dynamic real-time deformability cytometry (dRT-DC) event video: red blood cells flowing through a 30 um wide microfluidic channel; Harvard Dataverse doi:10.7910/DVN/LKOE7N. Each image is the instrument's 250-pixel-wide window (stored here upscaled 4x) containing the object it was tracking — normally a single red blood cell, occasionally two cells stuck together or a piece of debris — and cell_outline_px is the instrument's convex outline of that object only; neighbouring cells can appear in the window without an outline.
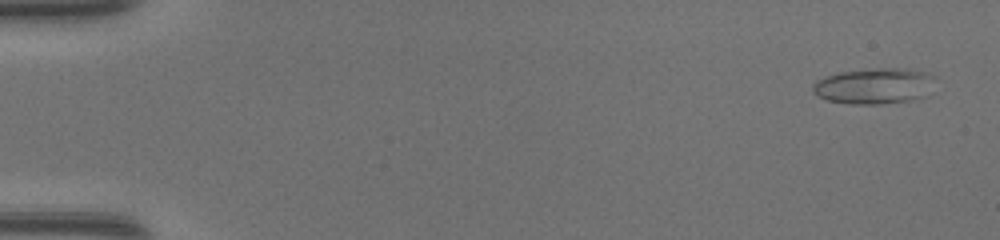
{"species": "common noctule bat (a hibernating species)", "species_latin": "Nyctalus noctula", "temperature_condition": "warm", "stored_images_in_passage": 48, "camera_frame_rate_fps": 3000, "um_per_image_px": 0.085, "animal": {"sex": "female", "body_mass_g": 17.0, "forearm_length_mm": 48.0}, "frame": {"image": 1, "passage_image": 2, "time_ms": 0.333, "image_size_px": [1000, 240], "cell_outline_px": [[936, 76], [928, 96], [912, 100], [884, 104], [848, 104], [828, 100], [816, 96], [812, 92], [812, 84], [816, 80], [824, 76], [840, 72], [876, 68], [912, 68], [928, 72]], "centroid_in_image_um": [74.34, 7.3], "position_along_channel_um": 10.7, "area_um2": 26.24}}
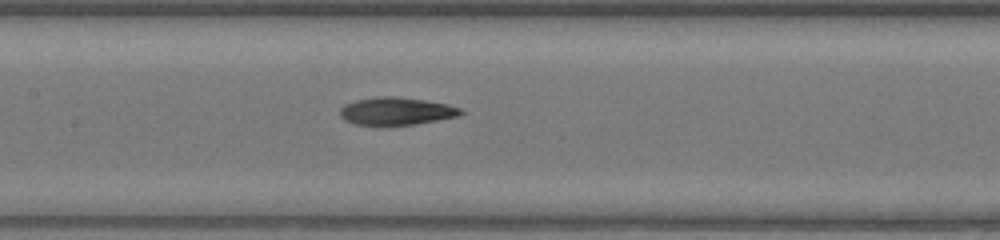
{"frame": {"image": 2, "passage_image": 24, "time_ms": 7.667, "image_size_px": [1000, 240], "cell_outline_px": [[464, 112], [456, 116], [416, 124], [356, 124], [344, 120], [340, 116], [340, 108], [344, 104], [356, 100], [376, 96], [396, 96], [424, 100], [448, 104], [460, 108]], "centroid_in_image_um": [33.65, 9.42], "position_along_channel_um": 173.7, "area_um2": 19.19}}
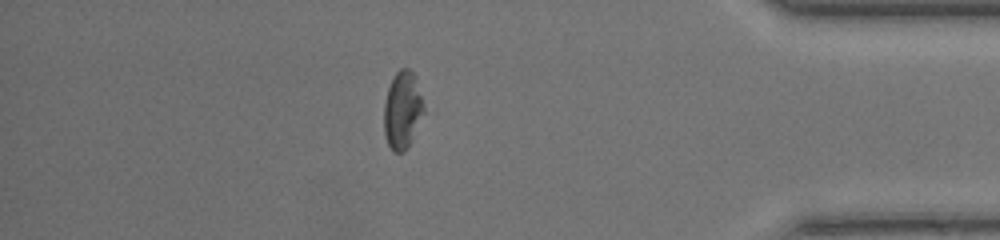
{"frame": {"image": 3, "passage_image": 42, "time_ms": 13.667, "image_size_px": [1000, 240], "cell_outline_px": [[424, 112], [412, 140], [408, 148], [400, 152], [392, 152], [388, 144], [384, 132], [384, 104], [388, 88], [396, 72], [400, 68], [408, 68], [416, 76], [424, 108]], "centroid_in_image_um": [34.21, 9.36], "position_along_channel_um": 401.0, "area_um2": 17.98}, "authors_computed_cell_mechanics": {"area_um2": 19.9699, "velocity_mm_per_s": 4.3466, "shape_relaxation_time_tau1_ms": 5.0611, "shape_relaxation_time_tau2_ms": 4.194, "deformation_change_tau1": 0.2047, "deformation_change_tau2": 0.146}}